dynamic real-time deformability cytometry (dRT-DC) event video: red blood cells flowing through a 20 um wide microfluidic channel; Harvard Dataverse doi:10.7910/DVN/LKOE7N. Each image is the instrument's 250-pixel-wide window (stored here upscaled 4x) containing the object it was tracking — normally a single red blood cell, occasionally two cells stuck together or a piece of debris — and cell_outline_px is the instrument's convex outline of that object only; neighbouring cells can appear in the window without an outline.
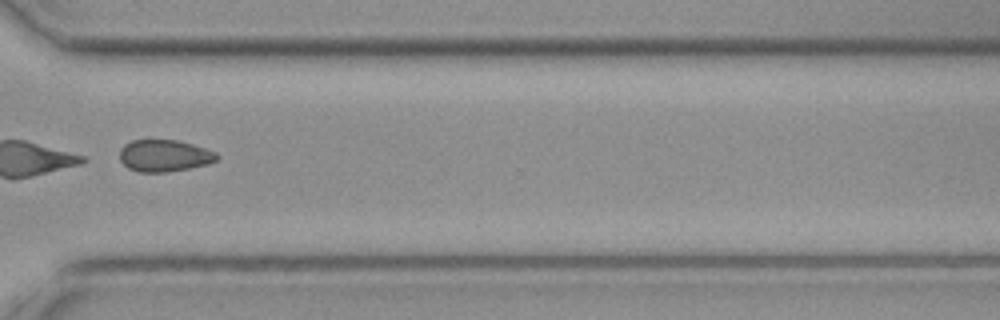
{"species": "common noctule bat (a hibernating species)", "species_latin": "Nyctalus noctula", "temperature_condition": "cold", "stored_images_in_passage": 33, "camera_frame_rate_fps": 3000, "um_per_image_px": 0.085, "animal": {"sex": "female", "body_mass_g": 19.3, "forearm_length_mm": 54.1}, "frame": {"image": 1, "passage_image": 24, "time_ms": 7.667, "image_size_px": [1000, 320], "cell_outline_px": [[220, 156], [216, 160], [208, 164], [168, 172], [140, 172], [128, 168], [120, 160], [120, 148], [124, 144], [132, 140], [176, 140], [192, 144], [216, 152]], "centroid_in_image_um": [13.96, 13.23], "position_along_channel_um": 356.6, "area_um2": 18.03}}